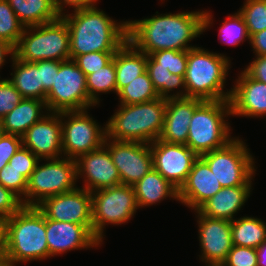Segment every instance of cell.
I'll use <instances>...</instances> for the list:
<instances>
[{
  "label": "cell",
  "instance_id": "7402d4cb",
  "mask_svg": "<svg viewBox=\"0 0 266 266\" xmlns=\"http://www.w3.org/2000/svg\"><path fill=\"white\" fill-rule=\"evenodd\" d=\"M203 101L191 97L167 99L164 125L159 139L168 143L186 145L190 120L195 109Z\"/></svg>",
  "mask_w": 266,
  "mask_h": 266
},
{
  "label": "cell",
  "instance_id": "f907efd6",
  "mask_svg": "<svg viewBox=\"0 0 266 266\" xmlns=\"http://www.w3.org/2000/svg\"><path fill=\"white\" fill-rule=\"evenodd\" d=\"M257 266H266V240L256 249Z\"/></svg>",
  "mask_w": 266,
  "mask_h": 266
},
{
  "label": "cell",
  "instance_id": "8992f818",
  "mask_svg": "<svg viewBox=\"0 0 266 266\" xmlns=\"http://www.w3.org/2000/svg\"><path fill=\"white\" fill-rule=\"evenodd\" d=\"M229 100H204L194 111L186 145L198 156L225 147L231 137ZM227 119V120H225Z\"/></svg>",
  "mask_w": 266,
  "mask_h": 266
},
{
  "label": "cell",
  "instance_id": "7c38bea8",
  "mask_svg": "<svg viewBox=\"0 0 266 266\" xmlns=\"http://www.w3.org/2000/svg\"><path fill=\"white\" fill-rule=\"evenodd\" d=\"M93 118L87 109L61 112L63 157L76 160L104 145L106 124L101 127Z\"/></svg>",
  "mask_w": 266,
  "mask_h": 266
},
{
  "label": "cell",
  "instance_id": "ac0fdd59",
  "mask_svg": "<svg viewBox=\"0 0 266 266\" xmlns=\"http://www.w3.org/2000/svg\"><path fill=\"white\" fill-rule=\"evenodd\" d=\"M49 259L71 250L95 248L102 243L94 236L92 225H79L46 219Z\"/></svg>",
  "mask_w": 266,
  "mask_h": 266
},
{
  "label": "cell",
  "instance_id": "2e32d148",
  "mask_svg": "<svg viewBox=\"0 0 266 266\" xmlns=\"http://www.w3.org/2000/svg\"><path fill=\"white\" fill-rule=\"evenodd\" d=\"M195 212L202 254L199 260L205 262L206 266H221L233 247L231 221L209 218L198 210Z\"/></svg>",
  "mask_w": 266,
  "mask_h": 266
},
{
  "label": "cell",
  "instance_id": "60d3db41",
  "mask_svg": "<svg viewBox=\"0 0 266 266\" xmlns=\"http://www.w3.org/2000/svg\"><path fill=\"white\" fill-rule=\"evenodd\" d=\"M257 261L255 248L233 245L221 266H257Z\"/></svg>",
  "mask_w": 266,
  "mask_h": 266
},
{
  "label": "cell",
  "instance_id": "603a6c76",
  "mask_svg": "<svg viewBox=\"0 0 266 266\" xmlns=\"http://www.w3.org/2000/svg\"><path fill=\"white\" fill-rule=\"evenodd\" d=\"M252 185L224 187L207 200L198 211L209 218L234 220L250 197Z\"/></svg>",
  "mask_w": 266,
  "mask_h": 266
},
{
  "label": "cell",
  "instance_id": "ffe728a7",
  "mask_svg": "<svg viewBox=\"0 0 266 266\" xmlns=\"http://www.w3.org/2000/svg\"><path fill=\"white\" fill-rule=\"evenodd\" d=\"M222 188L208 164L198 157L178 189V201L196 211Z\"/></svg>",
  "mask_w": 266,
  "mask_h": 266
},
{
  "label": "cell",
  "instance_id": "83f0119b",
  "mask_svg": "<svg viewBox=\"0 0 266 266\" xmlns=\"http://www.w3.org/2000/svg\"><path fill=\"white\" fill-rule=\"evenodd\" d=\"M13 72L9 81L24 98H34L43 101V83L37 62H27L16 58L12 59Z\"/></svg>",
  "mask_w": 266,
  "mask_h": 266
},
{
  "label": "cell",
  "instance_id": "f1b7e54d",
  "mask_svg": "<svg viewBox=\"0 0 266 266\" xmlns=\"http://www.w3.org/2000/svg\"><path fill=\"white\" fill-rule=\"evenodd\" d=\"M232 243L257 249L266 240V222L260 218L243 216L231 221Z\"/></svg>",
  "mask_w": 266,
  "mask_h": 266
},
{
  "label": "cell",
  "instance_id": "30bf717a",
  "mask_svg": "<svg viewBox=\"0 0 266 266\" xmlns=\"http://www.w3.org/2000/svg\"><path fill=\"white\" fill-rule=\"evenodd\" d=\"M91 197L93 234L101 243L106 225L128 223L139 209L134 189L129 185L92 191Z\"/></svg>",
  "mask_w": 266,
  "mask_h": 266
},
{
  "label": "cell",
  "instance_id": "4fadbf2b",
  "mask_svg": "<svg viewBox=\"0 0 266 266\" xmlns=\"http://www.w3.org/2000/svg\"><path fill=\"white\" fill-rule=\"evenodd\" d=\"M104 146L110 152L123 185L133 186L153 168L150 144L116 141L106 137Z\"/></svg>",
  "mask_w": 266,
  "mask_h": 266
},
{
  "label": "cell",
  "instance_id": "7dc6e473",
  "mask_svg": "<svg viewBox=\"0 0 266 266\" xmlns=\"http://www.w3.org/2000/svg\"><path fill=\"white\" fill-rule=\"evenodd\" d=\"M249 44L255 56H266V29L251 35Z\"/></svg>",
  "mask_w": 266,
  "mask_h": 266
},
{
  "label": "cell",
  "instance_id": "8fae6325",
  "mask_svg": "<svg viewBox=\"0 0 266 266\" xmlns=\"http://www.w3.org/2000/svg\"><path fill=\"white\" fill-rule=\"evenodd\" d=\"M45 103L48 111L55 113L88 110L96 106L88 96L86 75L73 59L60 61Z\"/></svg>",
  "mask_w": 266,
  "mask_h": 266
},
{
  "label": "cell",
  "instance_id": "f5cc1de1",
  "mask_svg": "<svg viewBox=\"0 0 266 266\" xmlns=\"http://www.w3.org/2000/svg\"><path fill=\"white\" fill-rule=\"evenodd\" d=\"M2 134H3V129H2L1 121H0V137L2 136Z\"/></svg>",
  "mask_w": 266,
  "mask_h": 266
},
{
  "label": "cell",
  "instance_id": "5bb4252c",
  "mask_svg": "<svg viewBox=\"0 0 266 266\" xmlns=\"http://www.w3.org/2000/svg\"><path fill=\"white\" fill-rule=\"evenodd\" d=\"M46 219L58 222L92 225L91 192L84 188H76L44 199L36 206Z\"/></svg>",
  "mask_w": 266,
  "mask_h": 266
},
{
  "label": "cell",
  "instance_id": "681fc988",
  "mask_svg": "<svg viewBox=\"0 0 266 266\" xmlns=\"http://www.w3.org/2000/svg\"><path fill=\"white\" fill-rule=\"evenodd\" d=\"M6 255V218L0 217V261H4Z\"/></svg>",
  "mask_w": 266,
  "mask_h": 266
},
{
  "label": "cell",
  "instance_id": "bcb514c9",
  "mask_svg": "<svg viewBox=\"0 0 266 266\" xmlns=\"http://www.w3.org/2000/svg\"><path fill=\"white\" fill-rule=\"evenodd\" d=\"M98 0H53V4L57 12L61 15L64 14L65 8L69 6L70 8L83 9L96 5ZM66 5V6H65Z\"/></svg>",
  "mask_w": 266,
  "mask_h": 266
},
{
  "label": "cell",
  "instance_id": "b9f144b4",
  "mask_svg": "<svg viewBox=\"0 0 266 266\" xmlns=\"http://www.w3.org/2000/svg\"><path fill=\"white\" fill-rule=\"evenodd\" d=\"M23 206L22 199L0 183V217L9 218Z\"/></svg>",
  "mask_w": 266,
  "mask_h": 266
},
{
  "label": "cell",
  "instance_id": "1f68e13d",
  "mask_svg": "<svg viewBox=\"0 0 266 266\" xmlns=\"http://www.w3.org/2000/svg\"><path fill=\"white\" fill-rule=\"evenodd\" d=\"M117 96L120 104H139L159 98L147 70L123 87Z\"/></svg>",
  "mask_w": 266,
  "mask_h": 266
},
{
  "label": "cell",
  "instance_id": "816d5d0a",
  "mask_svg": "<svg viewBox=\"0 0 266 266\" xmlns=\"http://www.w3.org/2000/svg\"><path fill=\"white\" fill-rule=\"evenodd\" d=\"M0 266H16V265L9 263L7 261H0Z\"/></svg>",
  "mask_w": 266,
  "mask_h": 266
},
{
  "label": "cell",
  "instance_id": "3957f363",
  "mask_svg": "<svg viewBox=\"0 0 266 266\" xmlns=\"http://www.w3.org/2000/svg\"><path fill=\"white\" fill-rule=\"evenodd\" d=\"M47 258L46 218L36 206H23L6 218L4 261L18 265Z\"/></svg>",
  "mask_w": 266,
  "mask_h": 266
},
{
  "label": "cell",
  "instance_id": "7a4b0ae2",
  "mask_svg": "<svg viewBox=\"0 0 266 266\" xmlns=\"http://www.w3.org/2000/svg\"><path fill=\"white\" fill-rule=\"evenodd\" d=\"M61 17L70 33V59L91 52H116L128 40V21L116 22L95 6Z\"/></svg>",
  "mask_w": 266,
  "mask_h": 266
},
{
  "label": "cell",
  "instance_id": "f546056e",
  "mask_svg": "<svg viewBox=\"0 0 266 266\" xmlns=\"http://www.w3.org/2000/svg\"><path fill=\"white\" fill-rule=\"evenodd\" d=\"M146 70L160 98L170 99L186 97L184 76L171 74L167 68L158 67V63L150 55H147ZM175 89L182 90L174 92ZM172 91L174 92L173 94Z\"/></svg>",
  "mask_w": 266,
  "mask_h": 266
},
{
  "label": "cell",
  "instance_id": "e0dca14e",
  "mask_svg": "<svg viewBox=\"0 0 266 266\" xmlns=\"http://www.w3.org/2000/svg\"><path fill=\"white\" fill-rule=\"evenodd\" d=\"M77 179L82 178L90 192L121 185L118 169L109 150L103 145L97 150L79 156L76 160ZM80 177V178H79Z\"/></svg>",
  "mask_w": 266,
  "mask_h": 266
},
{
  "label": "cell",
  "instance_id": "4dcf8cb0",
  "mask_svg": "<svg viewBox=\"0 0 266 266\" xmlns=\"http://www.w3.org/2000/svg\"><path fill=\"white\" fill-rule=\"evenodd\" d=\"M86 86L89 99L99 105V93L114 92L117 95L116 87V70H115V54L113 59L103 68L86 76Z\"/></svg>",
  "mask_w": 266,
  "mask_h": 266
},
{
  "label": "cell",
  "instance_id": "ee69618b",
  "mask_svg": "<svg viewBox=\"0 0 266 266\" xmlns=\"http://www.w3.org/2000/svg\"><path fill=\"white\" fill-rule=\"evenodd\" d=\"M60 61L43 60L37 61V68L40 70L41 82L43 83V101L46 100V94L54 84L55 72L59 70Z\"/></svg>",
  "mask_w": 266,
  "mask_h": 266
},
{
  "label": "cell",
  "instance_id": "6da1fadb",
  "mask_svg": "<svg viewBox=\"0 0 266 266\" xmlns=\"http://www.w3.org/2000/svg\"><path fill=\"white\" fill-rule=\"evenodd\" d=\"M210 13L207 10L173 14L156 12L150 18L129 20L128 40L146 55L167 49L189 50L197 46L188 43L212 26Z\"/></svg>",
  "mask_w": 266,
  "mask_h": 266
},
{
  "label": "cell",
  "instance_id": "f6af8a7d",
  "mask_svg": "<svg viewBox=\"0 0 266 266\" xmlns=\"http://www.w3.org/2000/svg\"><path fill=\"white\" fill-rule=\"evenodd\" d=\"M249 77L266 83V56H255L243 70Z\"/></svg>",
  "mask_w": 266,
  "mask_h": 266
},
{
  "label": "cell",
  "instance_id": "836d02e7",
  "mask_svg": "<svg viewBox=\"0 0 266 266\" xmlns=\"http://www.w3.org/2000/svg\"><path fill=\"white\" fill-rule=\"evenodd\" d=\"M218 35L220 40L222 39L221 44L224 42L235 47L245 40H250L245 21L238 10L223 21Z\"/></svg>",
  "mask_w": 266,
  "mask_h": 266
},
{
  "label": "cell",
  "instance_id": "f35d334b",
  "mask_svg": "<svg viewBox=\"0 0 266 266\" xmlns=\"http://www.w3.org/2000/svg\"><path fill=\"white\" fill-rule=\"evenodd\" d=\"M0 183L6 189H9L17 194L22 199L25 206L27 179L20 172L11 169V166L7 164L0 170Z\"/></svg>",
  "mask_w": 266,
  "mask_h": 266
},
{
  "label": "cell",
  "instance_id": "d6a6232c",
  "mask_svg": "<svg viewBox=\"0 0 266 266\" xmlns=\"http://www.w3.org/2000/svg\"><path fill=\"white\" fill-rule=\"evenodd\" d=\"M24 29L8 1L0 0V39L16 47Z\"/></svg>",
  "mask_w": 266,
  "mask_h": 266
},
{
  "label": "cell",
  "instance_id": "4316f807",
  "mask_svg": "<svg viewBox=\"0 0 266 266\" xmlns=\"http://www.w3.org/2000/svg\"><path fill=\"white\" fill-rule=\"evenodd\" d=\"M19 21L25 26H37L57 20L60 14L53 0H7Z\"/></svg>",
  "mask_w": 266,
  "mask_h": 266
},
{
  "label": "cell",
  "instance_id": "44dd1931",
  "mask_svg": "<svg viewBox=\"0 0 266 266\" xmlns=\"http://www.w3.org/2000/svg\"><path fill=\"white\" fill-rule=\"evenodd\" d=\"M238 75L229 98L231 115L248 118L266 116V83L249 77L243 70Z\"/></svg>",
  "mask_w": 266,
  "mask_h": 266
},
{
  "label": "cell",
  "instance_id": "ab89813d",
  "mask_svg": "<svg viewBox=\"0 0 266 266\" xmlns=\"http://www.w3.org/2000/svg\"><path fill=\"white\" fill-rule=\"evenodd\" d=\"M23 98L9 79L0 77V120L11 112Z\"/></svg>",
  "mask_w": 266,
  "mask_h": 266
},
{
  "label": "cell",
  "instance_id": "5b68a950",
  "mask_svg": "<svg viewBox=\"0 0 266 266\" xmlns=\"http://www.w3.org/2000/svg\"><path fill=\"white\" fill-rule=\"evenodd\" d=\"M229 57L202 47L187 50L184 76L186 97L202 100H229L231 89L224 90L231 66ZM226 91V92H225Z\"/></svg>",
  "mask_w": 266,
  "mask_h": 266
},
{
  "label": "cell",
  "instance_id": "8d00e7d4",
  "mask_svg": "<svg viewBox=\"0 0 266 266\" xmlns=\"http://www.w3.org/2000/svg\"><path fill=\"white\" fill-rule=\"evenodd\" d=\"M115 52H91L77 56L74 61L87 76L106 66Z\"/></svg>",
  "mask_w": 266,
  "mask_h": 266
},
{
  "label": "cell",
  "instance_id": "d6986e66",
  "mask_svg": "<svg viewBox=\"0 0 266 266\" xmlns=\"http://www.w3.org/2000/svg\"><path fill=\"white\" fill-rule=\"evenodd\" d=\"M22 144L39 159L63 157L61 112H49L22 136Z\"/></svg>",
  "mask_w": 266,
  "mask_h": 266
},
{
  "label": "cell",
  "instance_id": "d4e9b609",
  "mask_svg": "<svg viewBox=\"0 0 266 266\" xmlns=\"http://www.w3.org/2000/svg\"><path fill=\"white\" fill-rule=\"evenodd\" d=\"M138 208L160 203L164 199L178 201V189L152 168L133 186Z\"/></svg>",
  "mask_w": 266,
  "mask_h": 266
},
{
  "label": "cell",
  "instance_id": "cb8c5ba5",
  "mask_svg": "<svg viewBox=\"0 0 266 266\" xmlns=\"http://www.w3.org/2000/svg\"><path fill=\"white\" fill-rule=\"evenodd\" d=\"M47 113L49 111L45 101L23 98L11 112L0 120L3 133L22 137L34 123L40 121Z\"/></svg>",
  "mask_w": 266,
  "mask_h": 266
},
{
  "label": "cell",
  "instance_id": "d590c367",
  "mask_svg": "<svg viewBox=\"0 0 266 266\" xmlns=\"http://www.w3.org/2000/svg\"><path fill=\"white\" fill-rule=\"evenodd\" d=\"M150 56L158 63V67L167 68L171 74L185 76L187 69V50H161Z\"/></svg>",
  "mask_w": 266,
  "mask_h": 266
},
{
  "label": "cell",
  "instance_id": "52a82bcc",
  "mask_svg": "<svg viewBox=\"0 0 266 266\" xmlns=\"http://www.w3.org/2000/svg\"><path fill=\"white\" fill-rule=\"evenodd\" d=\"M15 57L22 61H65L70 59V33L60 16L57 20L25 27L15 47Z\"/></svg>",
  "mask_w": 266,
  "mask_h": 266
},
{
  "label": "cell",
  "instance_id": "c3c4849f",
  "mask_svg": "<svg viewBox=\"0 0 266 266\" xmlns=\"http://www.w3.org/2000/svg\"><path fill=\"white\" fill-rule=\"evenodd\" d=\"M10 55V59L12 60L15 56V47L6 42L3 39H0V69L5 65L6 57Z\"/></svg>",
  "mask_w": 266,
  "mask_h": 266
},
{
  "label": "cell",
  "instance_id": "74e56055",
  "mask_svg": "<svg viewBox=\"0 0 266 266\" xmlns=\"http://www.w3.org/2000/svg\"><path fill=\"white\" fill-rule=\"evenodd\" d=\"M39 158L23 145L12 156L8 164L11 169L20 172L27 180L35 170Z\"/></svg>",
  "mask_w": 266,
  "mask_h": 266
},
{
  "label": "cell",
  "instance_id": "484cf974",
  "mask_svg": "<svg viewBox=\"0 0 266 266\" xmlns=\"http://www.w3.org/2000/svg\"><path fill=\"white\" fill-rule=\"evenodd\" d=\"M147 69V55L127 40L115 52L116 87L118 92Z\"/></svg>",
  "mask_w": 266,
  "mask_h": 266
},
{
  "label": "cell",
  "instance_id": "7bdbcfd3",
  "mask_svg": "<svg viewBox=\"0 0 266 266\" xmlns=\"http://www.w3.org/2000/svg\"><path fill=\"white\" fill-rule=\"evenodd\" d=\"M22 145V137L2 134L0 137V170L8 164L12 156Z\"/></svg>",
  "mask_w": 266,
  "mask_h": 266
},
{
  "label": "cell",
  "instance_id": "9c48e42d",
  "mask_svg": "<svg viewBox=\"0 0 266 266\" xmlns=\"http://www.w3.org/2000/svg\"><path fill=\"white\" fill-rule=\"evenodd\" d=\"M247 146L242 139L236 137L225 147L200 156L223 188L252 185L256 162Z\"/></svg>",
  "mask_w": 266,
  "mask_h": 266
},
{
  "label": "cell",
  "instance_id": "9a60e30c",
  "mask_svg": "<svg viewBox=\"0 0 266 266\" xmlns=\"http://www.w3.org/2000/svg\"><path fill=\"white\" fill-rule=\"evenodd\" d=\"M153 168L177 189L185 182L198 156L184 144L157 139L150 143Z\"/></svg>",
  "mask_w": 266,
  "mask_h": 266
},
{
  "label": "cell",
  "instance_id": "e575fe53",
  "mask_svg": "<svg viewBox=\"0 0 266 266\" xmlns=\"http://www.w3.org/2000/svg\"><path fill=\"white\" fill-rule=\"evenodd\" d=\"M238 11L247 26L249 36L266 29V0H244Z\"/></svg>",
  "mask_w": 266,
  "mask_h": 266
},
{
  "label": "cell",
  "instance_id": "ba28073f",
  "mask_svg": "<svg viewBox=\"0 0 266 266\" xmlns=\"http://www.w3.org/2000/svg\"><path fill=\"white\" fill-rule=\"evenodd\" d=\"M27 180L25 206H37L44 199L67 193L77 188L76 161L67 157L43 159ZM47 161V162H46Z\"/></svg>",
  "mask_w": 266,
  "mask_h": 266
},
{
  "label": "cell",
  "instance_id": "277c9868",
  "mask_svg": "<svg viewBox=\"0 0 266 266\" xmlns=\"http://www.w3.org/2000/svg\"><path fill=\"white\" fill-rule=\"evenodd\" d=\"M167 99L139 104H120L106 122L107 138L150 144L160 138Z\"/></svg>",
  "mask_w": 266,
  "mask_h": 266
}]
</instances>
